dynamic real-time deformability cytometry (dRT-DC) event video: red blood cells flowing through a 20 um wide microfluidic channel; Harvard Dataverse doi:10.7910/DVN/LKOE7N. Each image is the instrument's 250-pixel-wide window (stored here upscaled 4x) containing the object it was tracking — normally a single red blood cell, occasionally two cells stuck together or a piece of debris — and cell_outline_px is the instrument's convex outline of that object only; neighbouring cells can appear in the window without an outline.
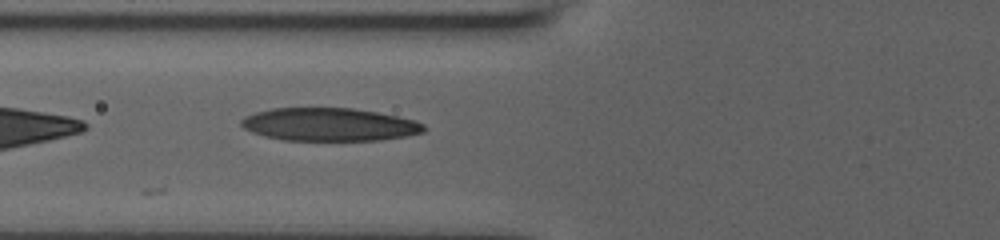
{"species": "human", "species_latin": "Homo sapiens", "temperature_condition": "room temperature", "stored_images_in_passage": 34, "camera_frame_rate_fps": 3000, "um_per_image_px": 0.085, "donor": {"sex": "male"}, "frame": {"image": 1, "passage_image": 3, "time_ms": 0.667, "image_size_px": [1000, 240], "cell_outline_px": [[428, 128], [424, 132], [404, 136], [380, 140], [284, 140], [264, 136], [252, 132], [244, 128], [240, 124], [240, 120], [244, 116], [256, 112], [272, 108], [352, 108], [376, 112], [416, 120], [424, 124]], "centroid_in_image_um": [27.99, 10.58], "position_along_channel_um": 97.8, "area_um2": 35.14}}
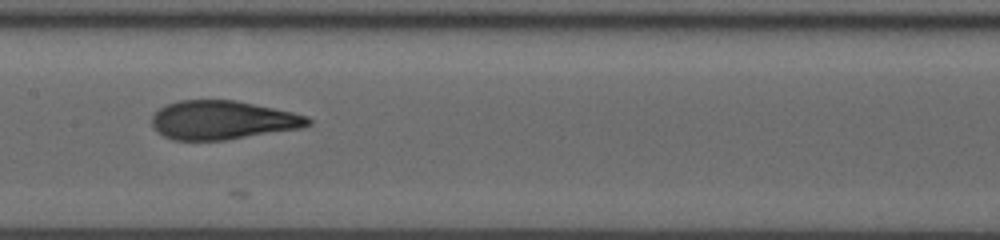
{"frame": {"image": 2, "passage_image": 10, "time_ms": 3.0, "image_size_px": [1000, 240], "cell_outline_px": [[312, 124], [304, 128], [224, 140], [172, 140], [164, 136], [152, 124], [152, 116], [164, 104], [180, 100], [236, 100], [292, 112], [308, 116], [312, 120]], "centroid_in_image_um": [18.95, 10.2], "position_along_channel_um": 188.4, "area_um2": 35.32}}
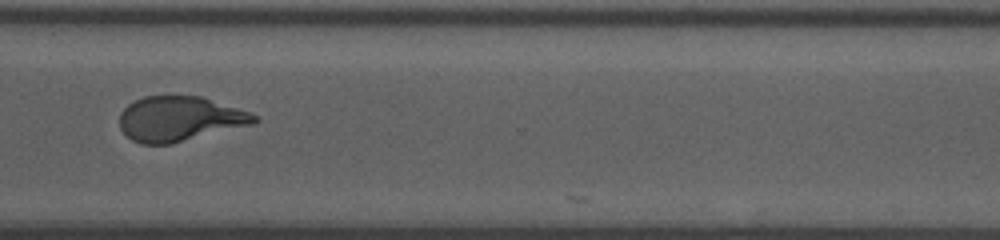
{"frame": {"image": 3, "passage_image": 23, "time_ms": 7.333, "image_size_px": [1000, 240], "cell_outline_px": [[260, 120], [252, 124], [172, 144], [140, 144], [132, 140], [120, 128], [120, 112], [128, 104], [144, 96], [200, 96], [248, 112], [256, 116]], "centroid_in_image_um": [15.23, 10.11], "position_along_channel_um": 355.4, "area_um2": 34.91}, "authors_computed_cell_mechanics": {"area_um2": 35.4603, "velocity_mm_per_s": 3.8578, "shape_relaxation_time_tau1_ms": 6.1495, "shape_relaxation_time_tau2_ms": 0.9762, "deformation_change_tau1": 0.2553, "deformation_change_tau2": 0.0929}}